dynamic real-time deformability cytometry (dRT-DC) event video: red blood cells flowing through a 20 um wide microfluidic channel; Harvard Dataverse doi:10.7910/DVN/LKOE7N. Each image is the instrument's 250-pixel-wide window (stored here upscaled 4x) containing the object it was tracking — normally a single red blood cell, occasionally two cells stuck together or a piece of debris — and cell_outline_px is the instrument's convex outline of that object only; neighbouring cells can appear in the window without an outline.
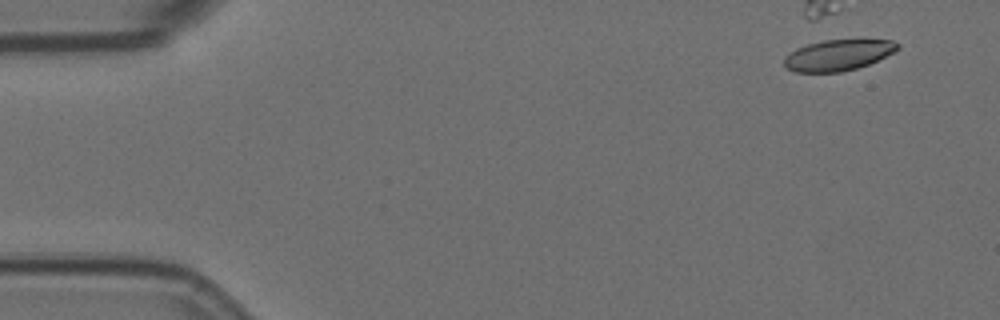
{"species": "Egyptian fruit bat (a non-hibernating species)", "species_latin": "Rousettus aegyptiacus", "temperature_condition": "room temperature", "stored_images_in_passage": 2, "camera_frame_rate_fps": 3000, "um_per_image_px": 0.085, "animal": {"sex": "female"}, "frame": {"image": 1, "passage_image": 1, "time_ms": 0.0, "image_size_px": [1000, 320], "cell_outline_px": [[900, 48], [896, 52], [868, 64], [856, 68], [840, 72], [796, 72], [784, 68], [784, 56], [796, 48], [808, 44], [824, 40], [892, 40], [900, 44]], "centroid_in_image_um": [71.23, 4.68], "position_along_channel_um": 13.8, "area_um2": 20.52}}